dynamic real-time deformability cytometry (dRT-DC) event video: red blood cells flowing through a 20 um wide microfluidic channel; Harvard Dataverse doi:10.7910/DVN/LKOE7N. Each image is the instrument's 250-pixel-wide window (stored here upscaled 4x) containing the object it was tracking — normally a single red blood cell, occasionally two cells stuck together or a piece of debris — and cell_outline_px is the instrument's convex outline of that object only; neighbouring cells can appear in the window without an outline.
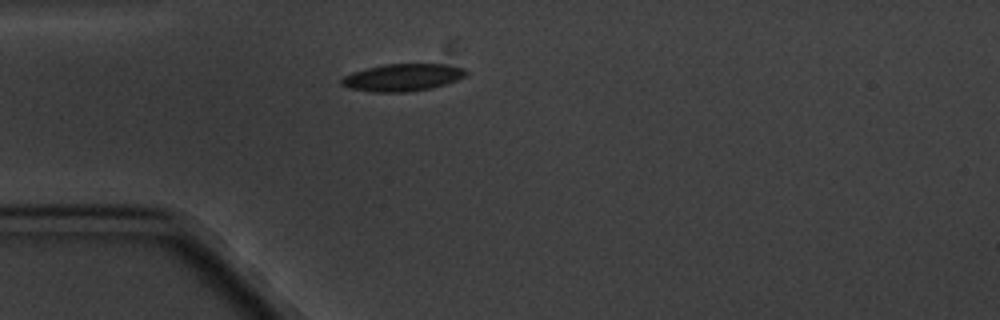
{"species": "common noctule bat (a hibernating species)", "species_latin": "Nyctalus noctula", "temperature_condition": "cold", "stored_images_in_passage": 4, "camera_frame_rate_fps": 3000, "um_per_image_px": 0.085, "animal": {"sex": "male", "body_mass_g": 20.1, "forearm_length_mm": 53.5}, "frame": {"image": 1, "passage_image": 1, "time_ms": 0.0, "image_size_px": [1000, 320], "cell_outline_px": [[468, 72], [464, 76], [456, 80], [432, 88], [408, 92], [372, 92], [348, 88], [340, 84], [340, 80], [344, 76], [352, 72], [384, 64], [444, 64], [464, 68]], "centroid_in_image_um": [34.19, 6.59], "position_along_channel_um": 50.8, "area_um2": 19.77}}